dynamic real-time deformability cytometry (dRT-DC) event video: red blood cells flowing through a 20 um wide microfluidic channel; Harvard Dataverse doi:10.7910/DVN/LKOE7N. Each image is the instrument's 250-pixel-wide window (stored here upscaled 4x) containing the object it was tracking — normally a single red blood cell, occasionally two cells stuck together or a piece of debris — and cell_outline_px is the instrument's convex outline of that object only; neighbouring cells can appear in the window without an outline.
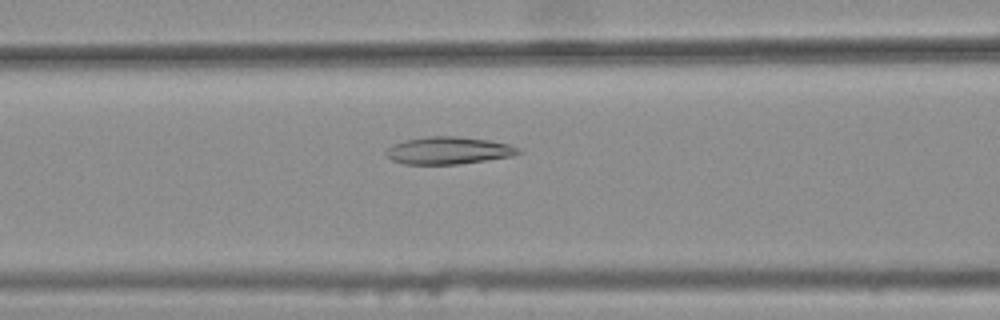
{"species": "common noctule bat (a hibernating species)", "species_latin": "Nyctalus noctula", "temperature_condition": "warm", "stored_images_in_passage": 41, "camera_frame_rate_fps": 3000, "um_per_image_px": 0.085, "animal": {"sex": "female", "body_mass_g": 25.1}, "frame": {"image": 1, "passage_image": 15, "time_ms": 4.667, "image_size_px": [1000, 320], "cell_outline_px": [[524, 152], [512, 156], [456, 164], [404, 164], [392, 160], [384, 152], [388, 148], [404, 140], [428, 136], [456, 136], [492, 140], [508, 144], [520, 148]], "centroid_in_image_um": [38.16, 12.78], "position_along_channel_um": 128.4, "area_um2": 21.04}}
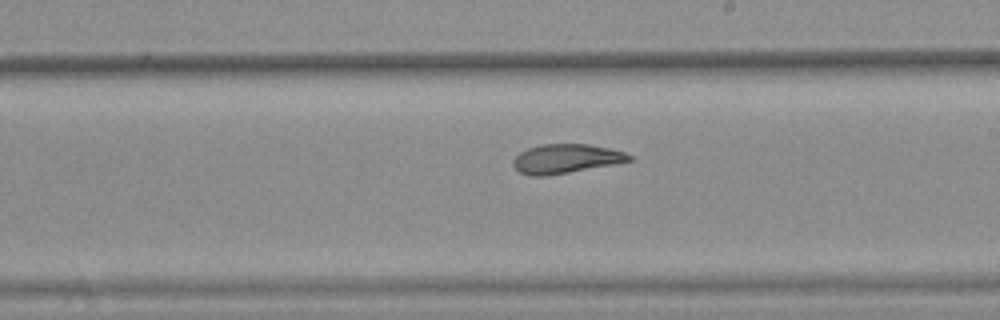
{"frame": {"image": 2, "passage_image": 24, "time_ms": 7.667, "image_size_px": [1000, 320], "cell_outline_px": [[632, 160], [616, 164], [544, 176], [532, 176], [520, 172], [512, 164], [512, 160], [520, 152], [528, 148], [540, 144], [588, 144], [608, 148], [624, 152], [632, 156]], "centroid_in_image_um": [48.09, 13.48], "position_along_channel_um": 240.9, "area_um2": 19.59}}
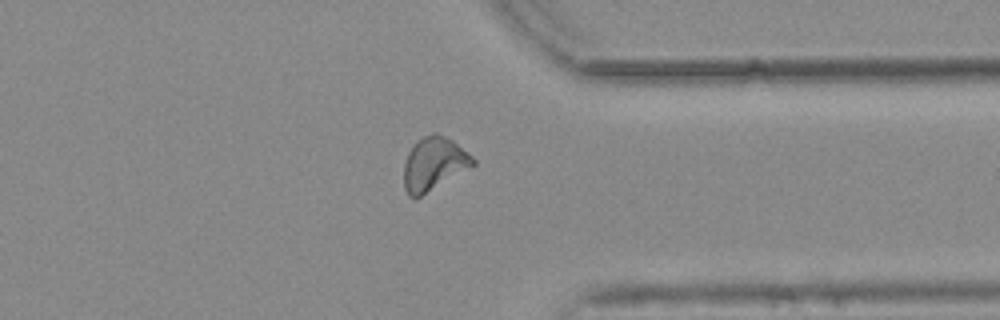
{"frame": {"image": 3, "passage_image": 35, "time_ms": 11.333, "image_size_px": [1000, 320], "cell_outline_px": [[476, 164], [420, 196], [408, 196], [404, 188], [404, 164], [408, 152], [424, 136], [432, 132], [436, 132], [452, 140], [472, 156], [476, 160]], "centroid_in_image_um": [36.88, 13.91], "position_along_channel_um": 374.5, "area_um2": 20.92}, "authors_computed_cell_mechanics": {"area_um2": 20.7502, "velocity_mm_per_s": 3.7558, "shape_relaxation_time_tau1_ms": null, "shape_relaxation_time_tau2_ms": 2.4079, "deformation_change_tau1": null, "deformation_change_tau2": 0.0876}}